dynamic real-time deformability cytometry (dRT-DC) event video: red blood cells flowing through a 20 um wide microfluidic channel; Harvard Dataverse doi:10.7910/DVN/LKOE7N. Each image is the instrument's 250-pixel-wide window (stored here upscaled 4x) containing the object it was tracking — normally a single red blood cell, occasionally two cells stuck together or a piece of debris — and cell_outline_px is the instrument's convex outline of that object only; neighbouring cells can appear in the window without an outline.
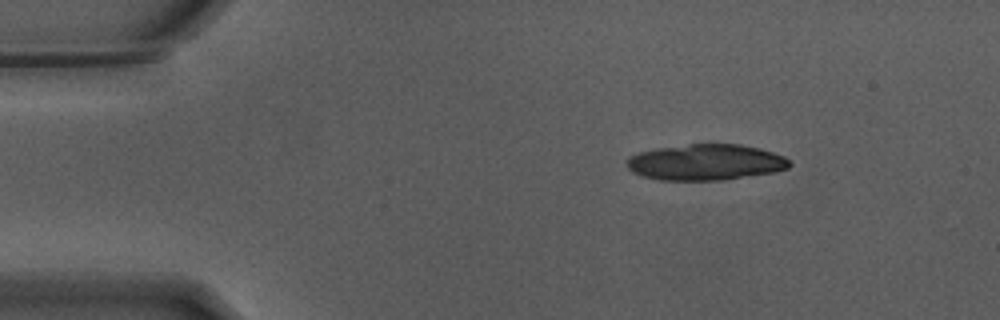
{"species": "Egyptian fruit bat (a non-hibernating species)", "species_latin": "Rousettus aegyptiacus", "temperature_condition": "warm", "stored_images_in_passage": 10, "camera_frame_rate_fps": 3000, "um_per_image_px": 0.085, "animal": {"sex": "male"}, "frame": {"image": 1, "passage_image": 1, "time_ms": 0.0, "image_size_px": [1000, 320], "cell_outline_px": [[792, 164], [788, 168], [776, 172], [720, 180], [660, 180], [644, 176], [632, 172], [628, 168], [628, 156], [640, 152], [656, 148], [688, 144], [740, 144], [760, 148], [784, 156]], "centroid_in_image_um": [60.0, 13.79], "position_along_channel_um": 25.0, "area_um2": 34.1}}